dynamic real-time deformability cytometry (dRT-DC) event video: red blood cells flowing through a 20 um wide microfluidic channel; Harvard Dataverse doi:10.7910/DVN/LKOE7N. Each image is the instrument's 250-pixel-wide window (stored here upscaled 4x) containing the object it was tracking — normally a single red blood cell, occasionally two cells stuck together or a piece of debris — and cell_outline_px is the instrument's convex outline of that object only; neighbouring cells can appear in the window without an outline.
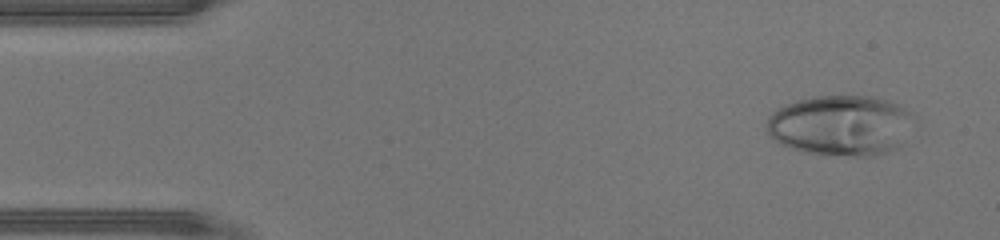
{"species": "human", "species_latin": "Homo sapiens", "temperature_condition": "warm", "stored_images_in_passage": 43, "camera_frame_rate_fps": 3000, "um_per_image_px": 0.085, "donor": {"sex": "male"}, "frame": {"image": 1, "passage_image": 3, "time_ms": 0.667, "image_size_px": [1000, 240], "cell_outline_px": [[916, 116], [900, 144], [896, 148], [888, 152], [872, 156], [852, 156], [800, 152], [780, 144], [768, 136], [768, 116], [772, 112], [796, 100], [812, 96], [872, 96], [888, 100], [916, 112]], "centroid_in_image_um": [71.48, 10.65], "position_along_channel_um": 13.5, "area_um2": 52.25}}
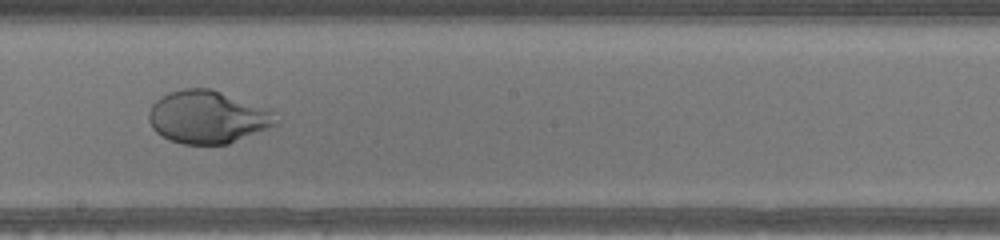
{"frame": {"image": 2, "passage_image": 24, "time_ms": 7.667, "image_size_px": [1000, 240], "cell_outline_px": [[280, 120], [276, 124], [228, 144], [184, 144], [172, 140], [156, 132], [152, 128], [148, 120], [148, 112], [152, 104], [160, 96], [168, 92], [180, 88], [212, 88], [264, 108], [272, 112]], "centroid_in_image_um": [17.59, 9.93], "position_along_channel_um": 230.6, "area_um2": 38.78}}
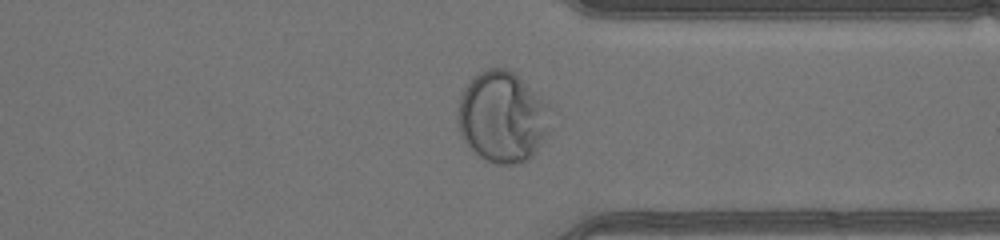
{"frame": {"image": 3, "passage_image": 33, "time_ms": 10.667, "image_size_px": [1000, 240], "cell_outline_px": [[556, 108], [544, 140], [532, 156], [528, 160], [516, 164], [496, 164], [472, 152], [468, 148], [460, 132], [456, 120], [456, 108], [460, 96], [464, 88], [472, 76], [488, 68], [504, 68], [512, 72]], "centroid_in_image_um": [42.72, 9.94], "position_along_channel_um": 368.7, "area_um2": 50.17}}